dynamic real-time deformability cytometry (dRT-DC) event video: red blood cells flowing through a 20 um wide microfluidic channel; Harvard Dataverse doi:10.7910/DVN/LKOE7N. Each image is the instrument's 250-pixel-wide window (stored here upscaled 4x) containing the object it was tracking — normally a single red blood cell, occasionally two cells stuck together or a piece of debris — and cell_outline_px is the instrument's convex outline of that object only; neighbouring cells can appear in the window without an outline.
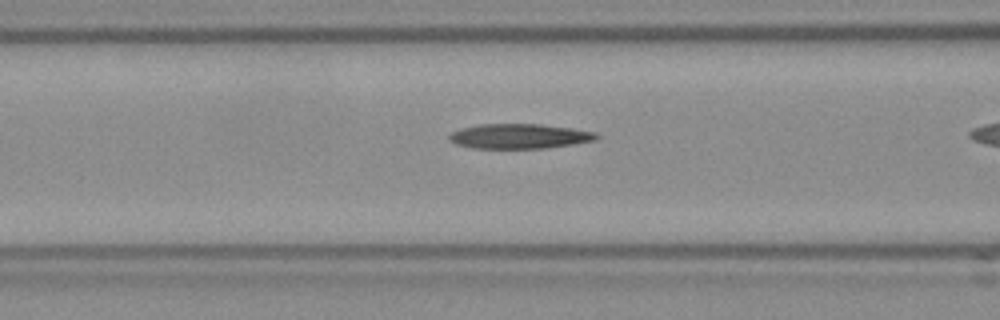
{"species": "Egyptian fruit bat (a non-hibernating species)", "species_latin": "Rousettus aegyptiacus", "temperature_condition": "room temperature", "stored_images_in_passage": 26, "camera_frame_rate_fps": 3000, "um_per_image_px": 0.085, "frame": {"image": 1, "passage_image": 5, "time_ms": 1.333, "image_size_px": [1000, 320], "cell_outline_px": [[600, 136], [596, 140], [572, 144], [544, 148], [472, 148], [456, 144], [448, 140], [448, 136], [452, 132], [460, 128], [480, 124], [540, 124], [572, 128], [596, 132]], "centroid_in_image_um": [44.13, 11.57], "position_along_channel_um": 122.5, "area_um2": 21.33}}